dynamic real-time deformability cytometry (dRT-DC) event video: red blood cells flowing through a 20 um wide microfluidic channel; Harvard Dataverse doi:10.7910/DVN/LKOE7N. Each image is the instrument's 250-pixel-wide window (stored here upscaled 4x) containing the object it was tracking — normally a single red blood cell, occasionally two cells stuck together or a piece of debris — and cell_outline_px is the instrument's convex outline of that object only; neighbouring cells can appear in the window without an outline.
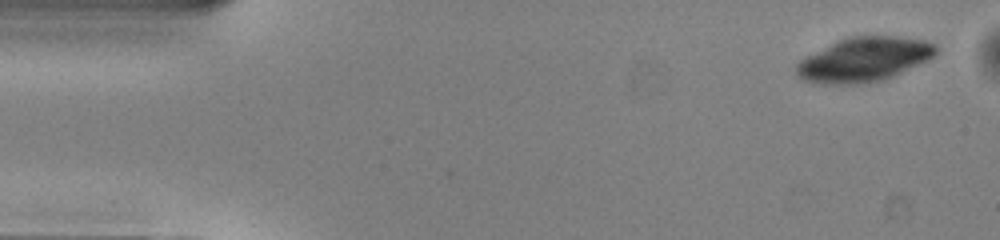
{"species": "common noctule bat (a hibernating species)", "species_latin": "Nyctalus noctula", "temperature_condition": "warm", "stored_images_in_passage": 12, "camera_frame_rate_fps": 3000, "um_per_image_px": 0.085, "animal": {"sex": "male", "body_mass_g": 13.0, "forearm_length_mm": 53.1}, "frame": {"image": 1, "passage_image": 2, "time_ms": 0.333, "image_size_px": [1000, 240], "cell_outline_px": [[936, 52], [928, 60], [884, 80], [856, 84], [812, 84], [796, 76], [796, 64], [800, 60], [848, 36], [896, 36], [924, 40], [932, 44], [936, 48]], "centroid_in_image_um": [73.41, 5.08], "position_along_channel_um": 11.6, "area_um2": 35.66}}